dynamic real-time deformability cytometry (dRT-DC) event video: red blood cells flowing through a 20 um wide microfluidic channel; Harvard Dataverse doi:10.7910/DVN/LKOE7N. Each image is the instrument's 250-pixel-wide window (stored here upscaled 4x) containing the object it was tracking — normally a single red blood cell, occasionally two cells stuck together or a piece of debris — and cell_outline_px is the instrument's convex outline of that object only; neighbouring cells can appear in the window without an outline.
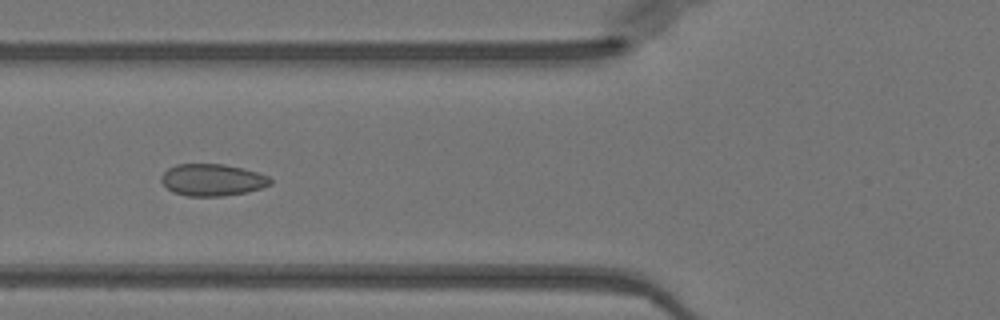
{"species": "Egyptian fruit bat (a non-hibernating species)", "species_latin": "Rousettus aegyptiacus", "temperature_condition": "warm", "stored_images_in_passage": 50, "camera_frame_rate_fps": 3000, "um_per_image_px": 0.085, "animal": {"sex": "female"}, "frame": {"image": 1, "passage_image": 19, "time_ms": 6.0, "image_size_px": [1000, 320], "cell_outline_px": [[272, 184], [248, 192], [220, 196], [188, 196], [172, 192], [160, 180], [160, 176], [168, 168], [176, 164], [224, 164], [244, 168], [268, 176], [272, 180]], "centroid_in_image_um": [18.04, 15.29], "position_along_channel_um": 107.8, "area_um2": 20.35}}
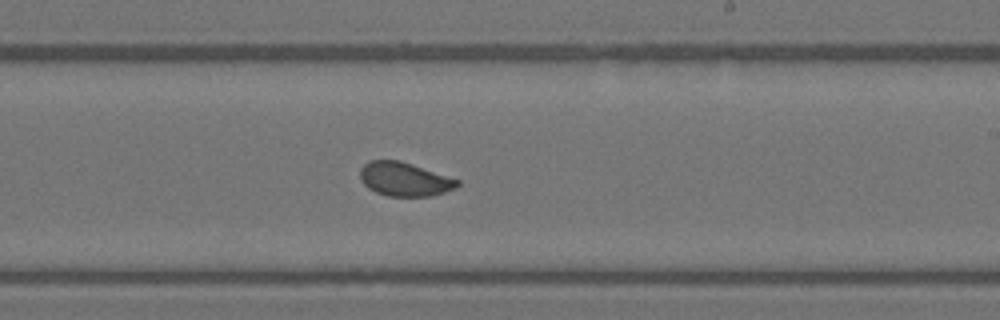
{"frame": {"image": 2, "passage_image": 30, "time_ms": 9.667, "image_size_px": [1000, 320], "cell_outline_px": [[460, 184], [456, 188], [432, 196], [388, 196], [376, 192], [368, 188], [360, 180], [360, 168], [368, 160], [400, 160], [460, 180]], "centroid_in_image_um": [34.37, 15.23], "position_along_channel_um": 254.6, "area_um2": 19.25}}
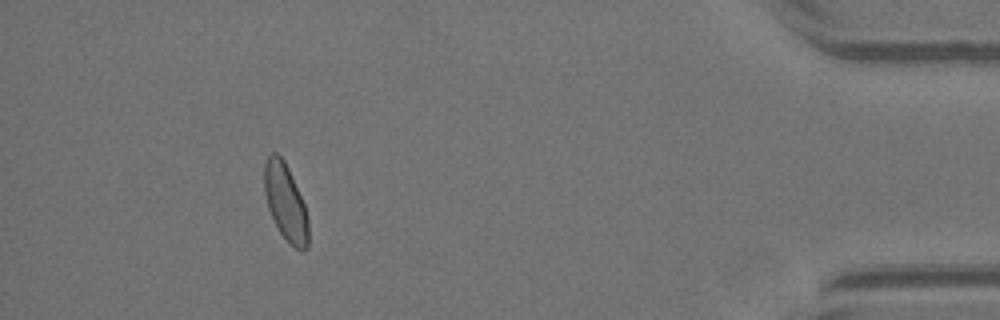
{"frame": {"image": 3, "passage_image": 46, "time_ms": 15.0, "image_size_px": [1000, 320], "cell_outline_px": [[308, 248], [296, 248], [288, 244], [280, 232], [268, 208], [264, 192], [264, 164], [268, 156], [272, 152], [276, 152], [284, 160], [288, 168], [304, 204], [308, 216]], "centroid_in_image_um": [24.26, 17.18], "position_along_channel_um": 410.9, "area_um2": 19.54}, "authors_computed_cell_mechanics": {"area_um2": 19.9988, "velocity_mm_per_s": 4.0074, "shape_relaxation_time_tau1_ms": 4.4915, "shape_relaxation_time_tau2_ms": null, "deformation_change_tau1": 0.0762, "deformation_change_tau2": null}}